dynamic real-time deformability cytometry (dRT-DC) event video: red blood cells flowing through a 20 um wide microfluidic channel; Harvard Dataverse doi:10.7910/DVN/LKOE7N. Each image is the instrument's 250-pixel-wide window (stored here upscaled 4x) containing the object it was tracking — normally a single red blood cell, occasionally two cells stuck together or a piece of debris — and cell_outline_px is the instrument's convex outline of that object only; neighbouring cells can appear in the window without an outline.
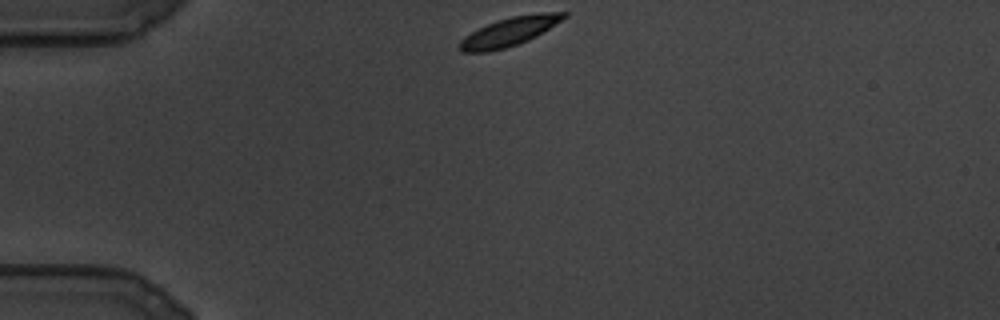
{"species": "common noctule bat (a hibernating species)", "species_latin": "Nyctalus noctula", "temperature_condition": "cold", "stored_images_in_passage": 90, "camera_frame_rate_fps": 3000, "um_per_image_px": 0.085, "animal": {"sex": "male", "body_mass_g": 19.5, "forearm_length_mm": 54.6}, "frame": {"image": 1, "passage_image": 1, "time_ms": 0.0, "image_size_px": [1000, 320], "cell_outline_px": [[568, 16], [536, 36], [528, 40], [504, 48], [488, 52], [460, 52], [460, 40], [464, 36], [496, 20], [512, 16], [540, 12], [568, 12]], "centroid_in_image_um": [43.3, 2.68], "position_along_channel_um": 41.7, "area_um2": 17.22}}
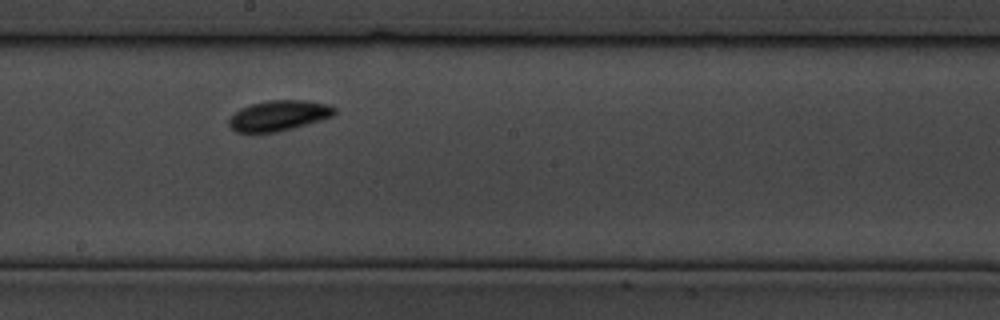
{"frame": {"image": 2, "passage_image": 39, "time_ms": 12.667, "image_size_px": [1000, 320], "cell_outline_px": [[336, 112], [332, 116], [320, 120], [292, 128], [276, 132], [236, 132], [228, 124], [228, 120], [240, 108], [252, 104], [268, 100], [308, 100], [328, 104], [336, 108]], "centroid_in_image_um": [23.71, 9.81], "position_along_channel_um": 224.5, "area_um2": 18.55}}
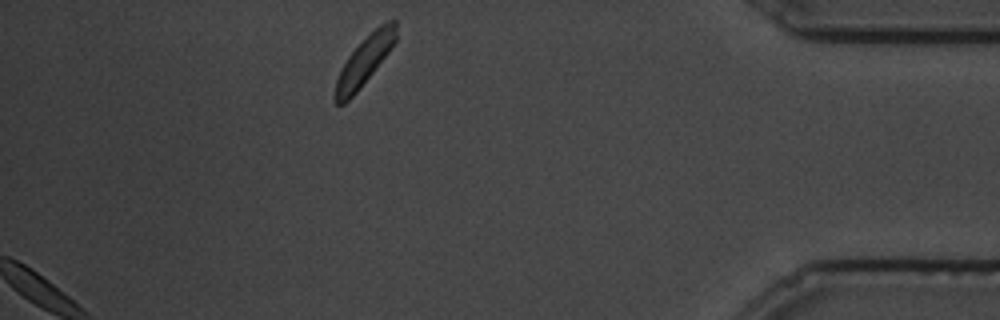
{"frame": {"image": 3, "passage_image": 77, "time_ms": 25.333, "image_size_px": [1000, 320], "cell_outline_px": [[396, 40], [388, 52], [356, 92], [344, 104], [336, 104], [332, 100], [332, 96], [336, 80], [340, 68], [348, 56], [380, 24], [388, 20], [396, 20]], "centroid_in_image_um": [30.92, 5.22], "position_along_channel_um": 404.3, "area_um2": 16.82}}